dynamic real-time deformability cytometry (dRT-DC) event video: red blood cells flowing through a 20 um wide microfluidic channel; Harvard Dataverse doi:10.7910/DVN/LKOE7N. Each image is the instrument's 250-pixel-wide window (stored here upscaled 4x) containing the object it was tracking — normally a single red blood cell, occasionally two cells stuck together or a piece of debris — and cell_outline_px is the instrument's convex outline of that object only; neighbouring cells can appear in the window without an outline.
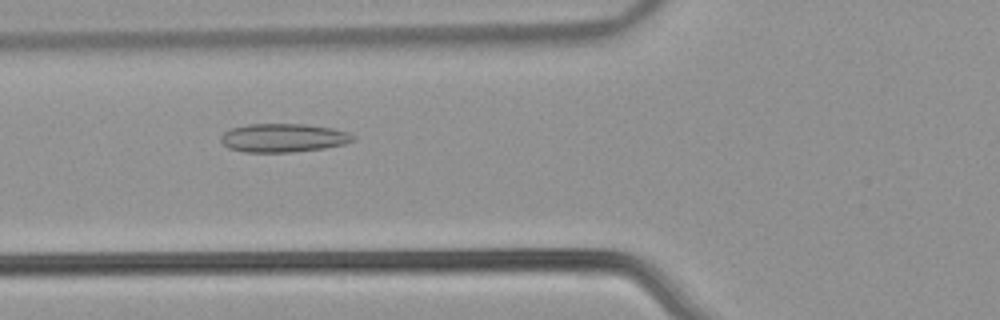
{"species": "common noctule bat (a hibernating species)", "species_latin": "Nyctalus noctula", "temperature_condition": "warm", "stored_images_in_passage": 52, "camera_frame_rate_fps": 3000, "um_per_image_px": 0.085, "animal": {"sex": "male", "body_mass_g": 21.5, "forearm_length_mm": 52.0}, "frame": {"image": 1, "passage_image": 20, "time_ms": 6.333, "image_size_px": [1000, 320], "cell_outline_px": [[356, 140], [344, 144], [324, 148], [292, 152], [244, 152], [228, 148], [220, 140], [220, 136], [224, 132], [232, 128], [248, 124], [304, 124], [332, 128], [348, 132], [356, 136]], "centroid_in_image_um": [24.09, 11.72], "position_along_channel_um": 101.7, "area_um2": 22.08}}
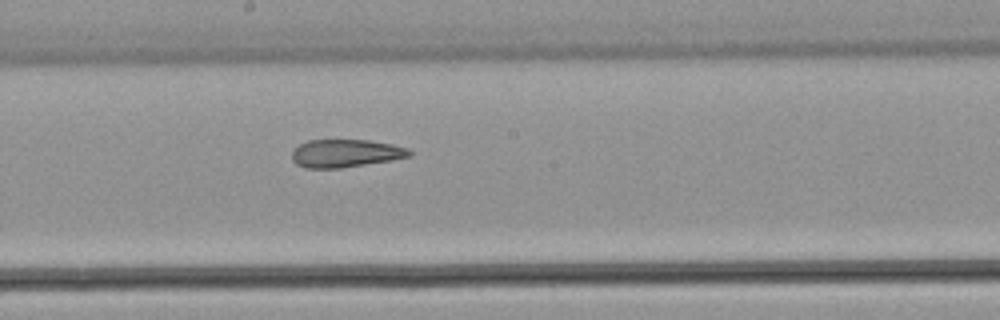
{"frame": {"image": 2, "passage_image": 29, "time_ms": 9.333, "image_size_px": [1000, 320], "cell_outline_px": [[412, 156], [392, 160], [340, 168], [304, 168], [296, 164], [292, 160], [292, 152], [300, 144], [308, 140], [368, 140], [392, 144], [408, 148], [412, 152]], "centroid_in_image_um": [29.38, 13.03], "position_along_channel_um": 218.8, "area_um2": 19.13}}
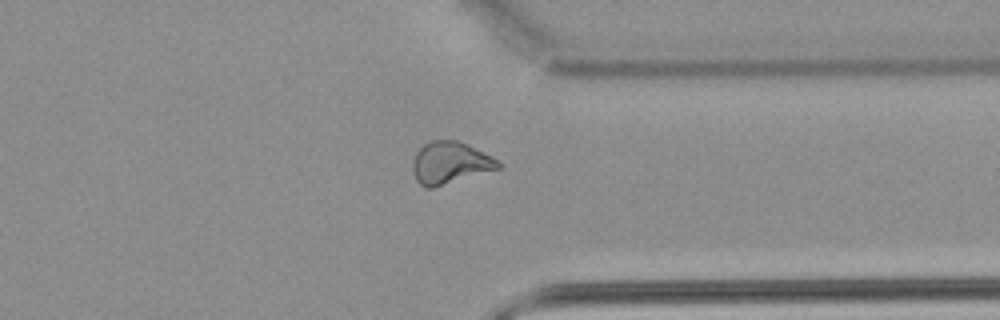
{"frame": {"image": 3, "passage_image": 41, "time_ms": 13.333, "image_size_px": [1000, 320], "cell_outline_px": [[504, 164], [500, 168], [432, 188], [424, 188], [416, 180], [412, 172], [412, 164], [416, 152], [424, 144], [432, 140], [456, 140], [468, 144], [492, 156]], "centroid_in_image_um": [38.25, 13.84], "position_along_channel_um": 373.1, "area_um2": 21.04}, "authors_computed_cell_mechanics": {"area_um2": 22.1374, "velocity_mm_per_s": 3.901, "shape_relaxation_time_tau1_ms": null, "shape_relaxation_time_tau2_ms": 3.3573, "deformation_change_tau1": null, "deformation_change_tau2": 0.1132}}